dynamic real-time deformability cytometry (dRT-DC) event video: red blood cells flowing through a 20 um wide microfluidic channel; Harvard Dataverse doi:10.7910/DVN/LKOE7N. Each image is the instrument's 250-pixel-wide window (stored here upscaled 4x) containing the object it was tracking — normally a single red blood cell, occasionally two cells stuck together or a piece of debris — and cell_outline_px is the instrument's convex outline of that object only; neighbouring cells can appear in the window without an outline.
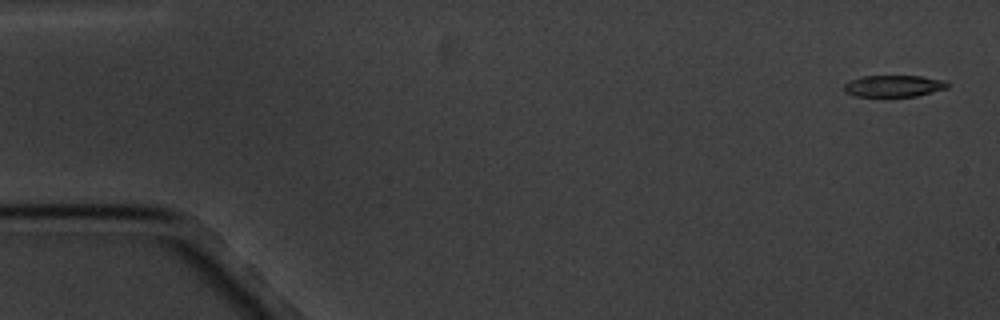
{"species": "common noctule bat (a hibernating species)", "species_latin": "Nyctalus noctula", "temperature_condition": "cold", "stored_images_in_passage": 6, "camera_frame_rate_fps": 3000, "um_per_image_px": 0.085, "animal": {"sex": "male", "body_mass_g": 20.1, "forearm_length_mm": 53.5}, "frame": {"image": 1, "passage_image": 1, "time_ms": 0.0, "image_size_px": [1000, 320], "cell_outline_px": [[948, 88], [916, 96], [852, 96], [844, 92], [844, 84], [852, 80], [864, 76], [920, 76], [948, 80]], "centroid_in_image_um": [75.99, 7.31], "position_along_channel_um": 9.0, "area_um2": 13.06}}
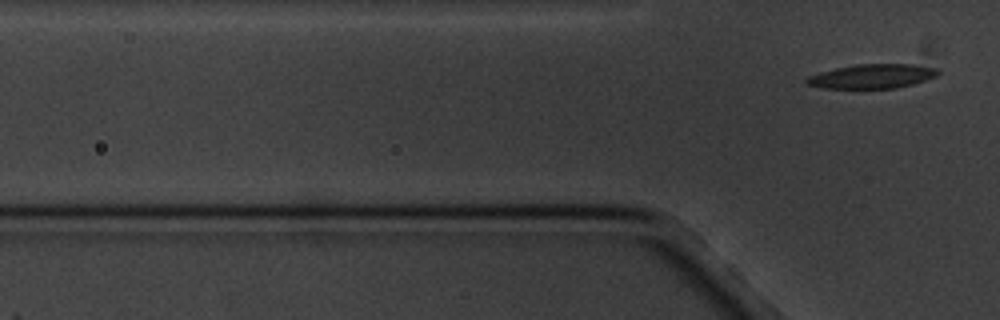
{"frame": {"image": 2, "passage_image": 6, "time_ms": 7.667, "image_size_px": [1000, 320], "cell_outline_px": [[940, 72], [936, 76], [912, 84], [892, 88], [824, 88], [804, 84], [804, 80], [808, 76], [820, 72], [836, 68], [856, 64], [912, 64], [936, 68]], "centroid_in_image_um": [74.09, 6.48], "position_along_channel_um": 51.7, "area_um2": 18.44}}